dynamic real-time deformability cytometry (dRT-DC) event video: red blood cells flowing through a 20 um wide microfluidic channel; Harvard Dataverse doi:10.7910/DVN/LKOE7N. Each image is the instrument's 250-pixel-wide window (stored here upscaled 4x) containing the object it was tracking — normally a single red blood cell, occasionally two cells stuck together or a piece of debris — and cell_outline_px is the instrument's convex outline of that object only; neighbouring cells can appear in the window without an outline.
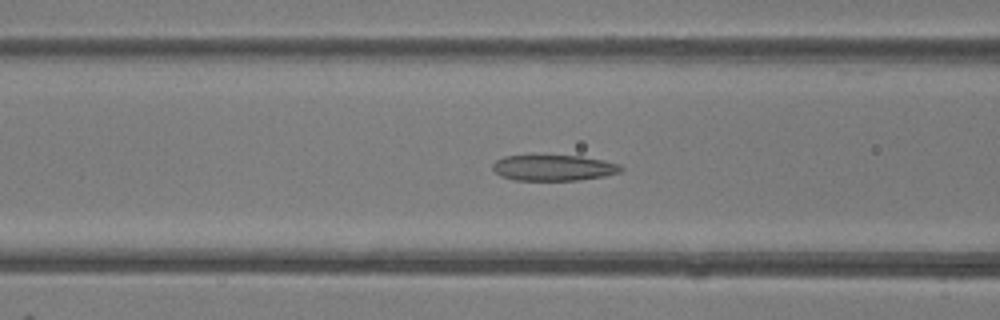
{"species": "common noctule bat (a hibernating species)", "species_latin": "Nyctalus noctula", "temperature_condition": "room temperature", "stored_images_in_passage": 50, "camera_frame_rate_fps": 3000, "um_per_image_px": 0.085, "animal": {"sex": "female"}, "frame": {"image": 1, "passage_image": 20, "time_ms": 6.333, "image_size_px": [1000, 320], "cell_outline_px": [[624, 168], [620, 172], [604, 176], [580, 180], [512, 180], [500, 176], [492, 168], [492, 164], [496, 160], [504, 156], [580, 156], [604, 160], [620, 164]], "centroid_in_image_um": [47.06, 14.27], "position_along_channel_um": 119.5, "area_um2": 19.31}}
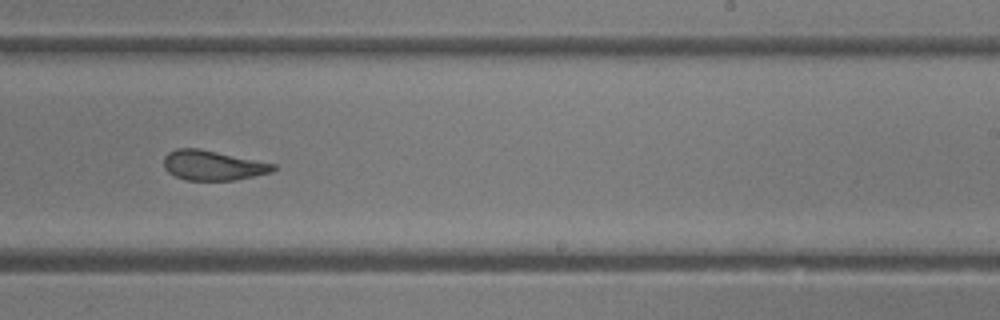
{"frame": {"image": 2, "passage_image": 31, "time_ms": 10.0, "image_size_px": [1000, 320], "cell_outline_px": [[276, 168], [272, 172], [232, 180], [184, 180], [168, 172], [164, 168], [164, 156], [168, 152], [176, 148], [200, 148], [276, 164]], "centroid_in_image_um": [18.06, 14.04], "position_along_channel_um": 270.9, "area_um2": 19.02}}
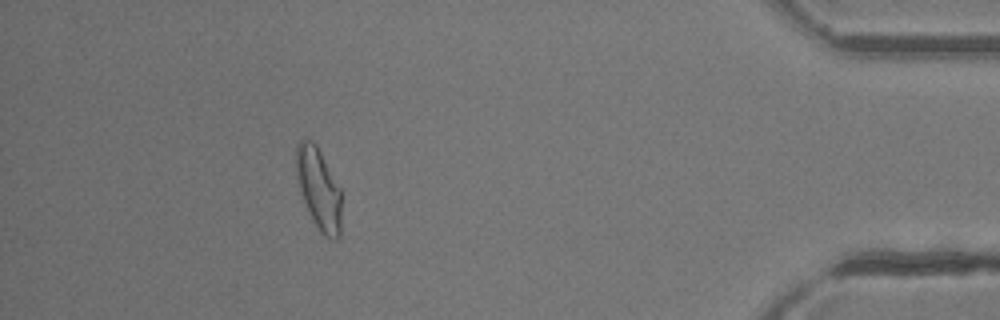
{"frame": {"image": 3, "passage_image": 45, "time_ms": 14.667, "image_size_px": [1000, 320], "cell_outline_px": [[340, 236], [336, 240], [324, 236], [320, 232], [312, 220], [308, 212], [300, 192], [296, 176], [296, 144], [300, 140], [312, 140], [316, 144], [340, 188]], "centroid_in_image_um": [27.07, 16.05], "position_along_channel_um": 408.1, "area_um2": 21.44}, "authors_computed_cell_mechanics": {"area_um2": 21.2415, "velocity_mm_per_s": 4.1355, "shape_relaxation_time_tau1_ms": 6.0973, "shape_relaxation_time_tau2_ms": 1.4525, "deformation_change_tau1": 0.1721, "deformation_change_tau2": 0.0983}}